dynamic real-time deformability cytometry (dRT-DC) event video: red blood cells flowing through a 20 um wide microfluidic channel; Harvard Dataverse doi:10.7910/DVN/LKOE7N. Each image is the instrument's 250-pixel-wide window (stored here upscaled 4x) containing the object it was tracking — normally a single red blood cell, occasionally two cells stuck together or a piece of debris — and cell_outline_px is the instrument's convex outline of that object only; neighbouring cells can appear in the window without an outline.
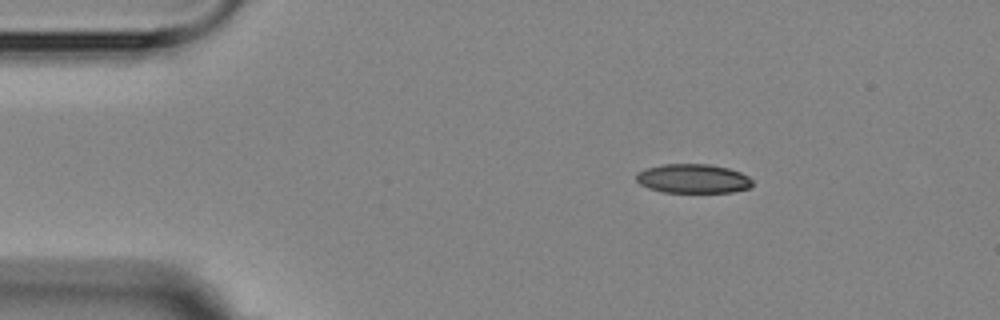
{"species": "Egyptian fruit bat (a non-hibernating species)", "species_latin": "Rousettus aegyptiacus", "temperature_condition": "room temperature", "stored_images_in_passage": 3, "camera_frame_rate_fps": 3000, "um_per_image_px": 0.085, "animal": {"sex": "female"}, "frame": {"image": 1, "passage_image": 1, "time_ms": 0.0, "image_size_px": [1000, 320], "cell_outline_px": [[752, 188], [732, 192], [664, 192], [648, 188], [640, 184], [636, 180], [636, 172], [648, 168], [664, 164], [708, 164], [728, 168], [740, 172], [748, 176], [752, 180]], "centroid_in_image_um": [58.92, 15.19], "position_along_channel_um": 26.1, "area_um2": 19.77}}